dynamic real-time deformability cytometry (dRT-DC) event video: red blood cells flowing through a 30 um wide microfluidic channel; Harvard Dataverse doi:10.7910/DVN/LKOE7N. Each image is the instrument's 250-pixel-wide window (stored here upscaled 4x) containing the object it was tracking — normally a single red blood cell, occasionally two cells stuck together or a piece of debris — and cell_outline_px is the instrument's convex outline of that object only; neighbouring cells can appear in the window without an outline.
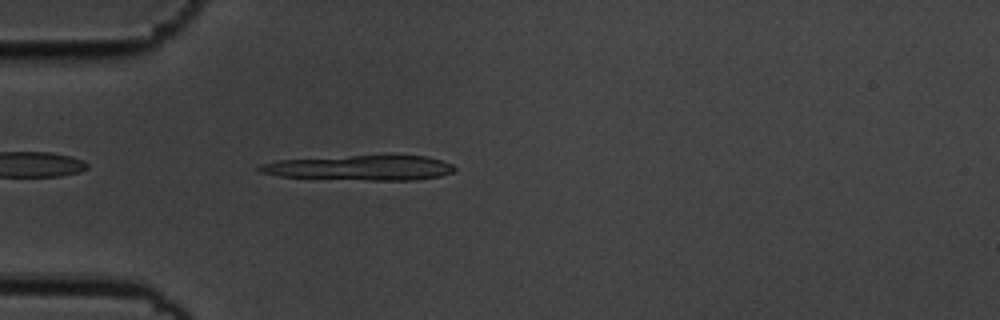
{"species": "common noctule bat (a hibernating species)", "species_latin": "Nyctalus noctula", "temperature_condition": "cold", "stored_images_in_passage": 40, "camera_frame_rate_fps": 3000, "um_per_image_px": 0.085, "animal": {"sex": "male", "body_mass_g": 19.5, "forearm_length_mm": 54.6}, "frame": {"image": 1, "passage_image": 1, "time_ms": 0.0, "image_size_px": [1000, 320], "cell_outline_px": [[456, 168], [452, 172], [440, 176], [416, 180], [368, 180], [280, 176], [260, 172], [256, 168], [260, 164], [276, 160], [352, 156], [424, 156], [440, 160], [452, 164]], "centroid_in_image_um": [30.62, 14.27], "position_along_channel_um": 54.4, "area_um2": 27.98}}